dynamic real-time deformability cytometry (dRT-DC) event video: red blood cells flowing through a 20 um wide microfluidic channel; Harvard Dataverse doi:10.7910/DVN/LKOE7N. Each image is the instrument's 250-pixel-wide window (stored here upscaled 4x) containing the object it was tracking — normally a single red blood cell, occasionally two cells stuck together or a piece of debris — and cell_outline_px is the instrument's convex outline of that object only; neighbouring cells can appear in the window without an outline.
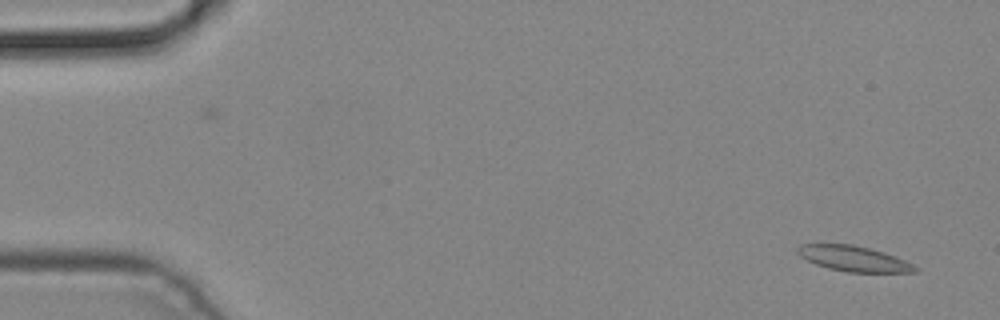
{"species": "common noctule bat (a hibernating species)", "species_latin": "Nyctalus noctula", "temperature_condition": "cold", "stored_images_in_passage": 4, "camera_frame_rate_fps": 3000, "um_per_image_px": 0.085, "animal": {"sex": "male", "body_mass_g": 19.2, "forearm_length_mm": 51.8}, "frame": {"image": 1, "passage_image": 1, "time_ms": 0.0, "image_size_px": [1000, 320], "cell_outline_px": [[920, 268], [916, 272], [848, 272], [828, 268], [816, 264], [800, 256], [796, 252], [796, 248], [800, 244], [852, 244], [884, 252], [896, 256]], "centroid_in_image_um": [72.56, 21.98], "position_along_channel_um": 12.4, "area_um2": 17.34}}
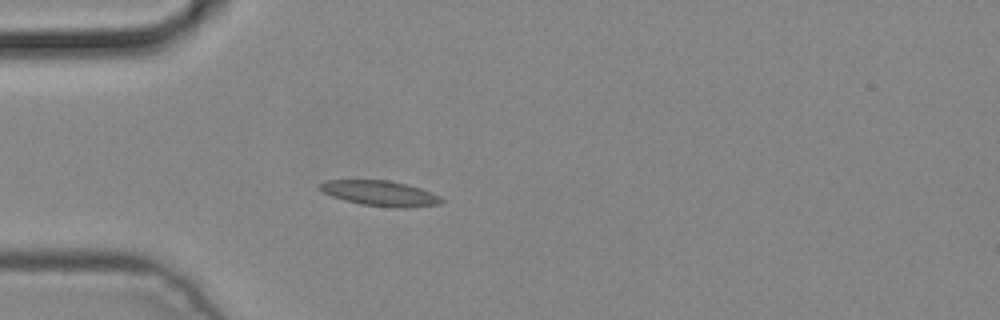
{"frame": {"image": 2, "passage_image": 4, "time_ms": 1.0, "image_size_px": [1000, 320], "cell_outline_px": [[444, 200], [440, 204], [404, 208], [396, 208], [360, 204], [344, 200], [332, 196], [324, 192], [320, 188], [320, 184], [324, 180], [388, 180], [408, 184], [420, 188], [440, 196]], "centroid_in_image_um": [32.33, 16.43], "position_along_channel_um": 52.7, "area_um2": 17.86}}